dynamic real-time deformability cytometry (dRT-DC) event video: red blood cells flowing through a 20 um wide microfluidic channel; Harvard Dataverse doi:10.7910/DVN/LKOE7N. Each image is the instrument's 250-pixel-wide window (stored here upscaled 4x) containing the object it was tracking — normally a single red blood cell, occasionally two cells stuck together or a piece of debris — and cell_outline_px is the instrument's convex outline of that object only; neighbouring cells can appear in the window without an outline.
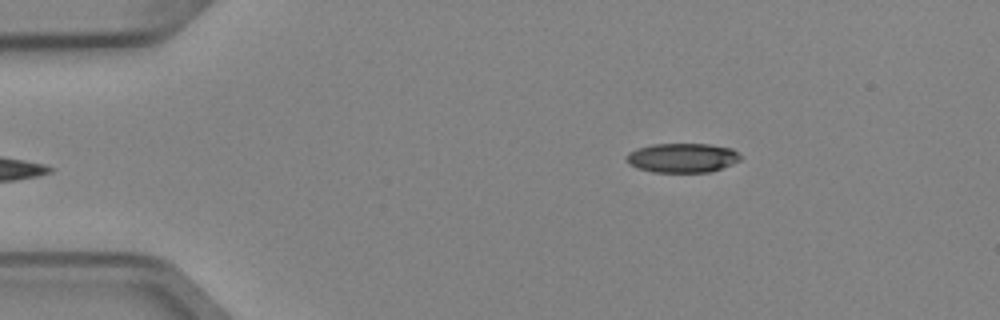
{"species": "Egyptian fruit bat (a non-hibernating species)", "species_latin": "Rousettus aegyptiacus", "temperature_condition": "cold", "stored_images_in_passage": 6, "camera_frame_rate_fps": 3000, "um_per_image_px": 0.085, "animal": {"sex": "female"}, "frame": {"image": 1, "passage_image": 6, "time_ms": 1.667, "image_size_px": [1000, 320], "cell_outline_px": [[740, 160], [732, 164], [712, 172], [652, 172], [636, 168], [628, 164], [624, 156], [628, 152], [636, 148], [652, 144], [708, 144], [732, 148], [740, 156]], "centroid_in_image_um": [57.94, 13.42], "position_along_channel_um": 27.1, "area_um2": 19.71}}